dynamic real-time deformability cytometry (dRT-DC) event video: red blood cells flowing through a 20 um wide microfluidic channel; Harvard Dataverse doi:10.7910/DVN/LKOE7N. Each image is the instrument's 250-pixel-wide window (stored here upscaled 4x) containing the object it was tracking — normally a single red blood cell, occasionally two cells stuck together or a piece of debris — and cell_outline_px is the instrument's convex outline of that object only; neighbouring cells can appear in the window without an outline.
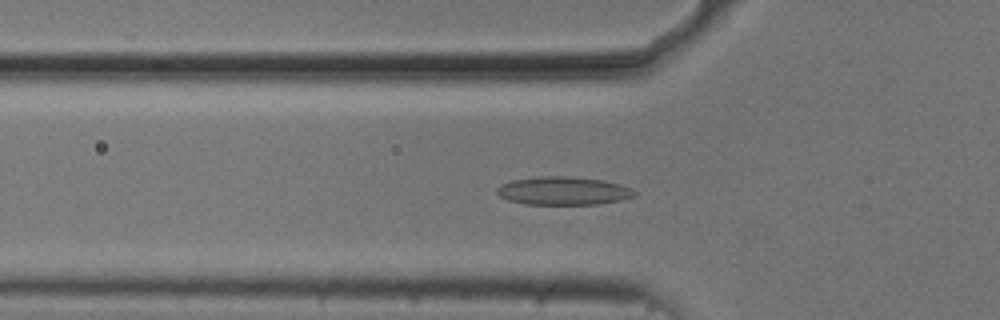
{"species": "common noctule bat (a hibernating species)", "species_latin": "Nyctalus noctula", "temperature_condition": "cold", "stored_images_in_passage": 43, "camera_frame_rate_fps": 3000, "um_per_image_px": 0.085, "animal": {"sex": "male", "body_mass_g": 20.5, "forearm_length_mm": 52.5}, "frame": {"image": 1, "passage_image": 7, "time_ms": 2.0, "image_size_px": [1000, 320], "cell_outline_px": [[636, 196], [620, 200], [596, 204], [524, 204], [508, 200], [500, 196], [496, 192], [496, 188], [512, 180], [540, 176], [564, 176], [600, 180], [620, 184], [632, 188], [636, 192]], "centroid_in_image_um": [47.88, 16.22], "position_along_channel_um": 77.9, "area_um2": 22.43}}
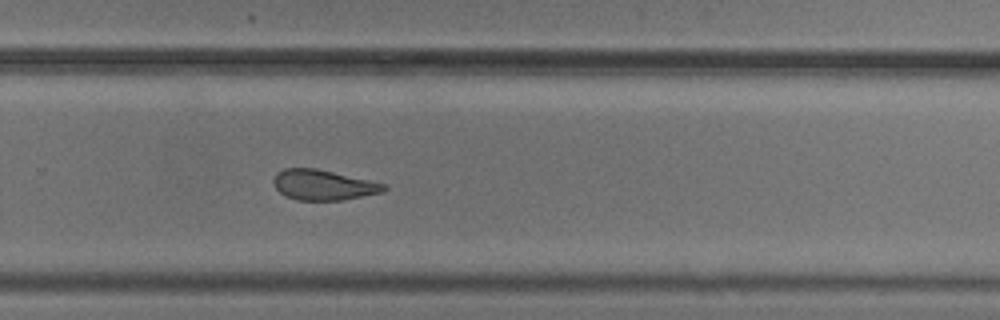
{"frame": {"image": 2, "passage_image": 25, "time_ms": 8.0, "image_size_px": [1000, 320], "cell_outline_px": [[388, 188], [380, 192], [344, 200], [296, 200], [280, 192], [276, 188], [272, 180], [276, 172], [284, 168], [316, 168], [388, 184]], "centroid_in_image_um": [27.48, 15.71], "position_along_channel_um": 302.3, "area_um2": 19.48}}
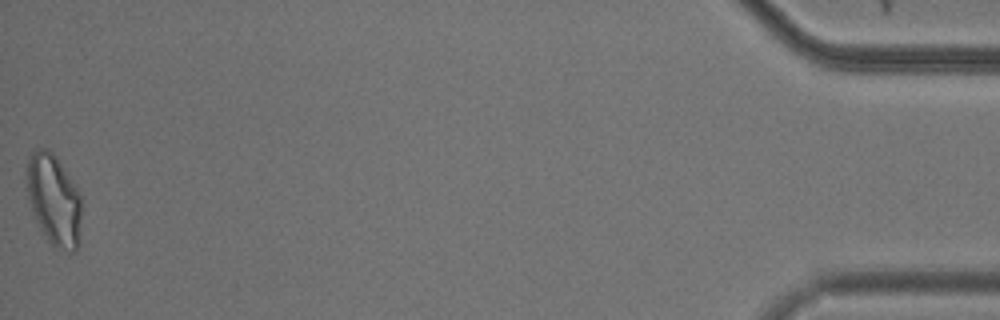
{"frame": {"image": 3, "passage_image": 43, "time_ms": 14.0, "image_size_px": [1000, 320], "cell_outline_px": [[80, 244], [76, 252], [68, 252], [52, 248], [40, 228], [32, 208], [28, 196], [28, 160], [32, 152], [36, 148], [48, 148], [56, 156], [76, 184], [80, 192]], "centroid_in_image_um": [4.63, 17.03], "position_along_channel_um": 430.6, "area_um2": 29.25}, "authors_computed_cell_mechanics": {"area_um2": 21.2126, "velocity_mm_per_s": 3.7336, "shape_relaxation_time_tau1_ms": null, "shape_relaxation_time_tau2_ms": 4.1124, "deformation_change_tau1": null, "deformation_change_tau2": 0.1076}}